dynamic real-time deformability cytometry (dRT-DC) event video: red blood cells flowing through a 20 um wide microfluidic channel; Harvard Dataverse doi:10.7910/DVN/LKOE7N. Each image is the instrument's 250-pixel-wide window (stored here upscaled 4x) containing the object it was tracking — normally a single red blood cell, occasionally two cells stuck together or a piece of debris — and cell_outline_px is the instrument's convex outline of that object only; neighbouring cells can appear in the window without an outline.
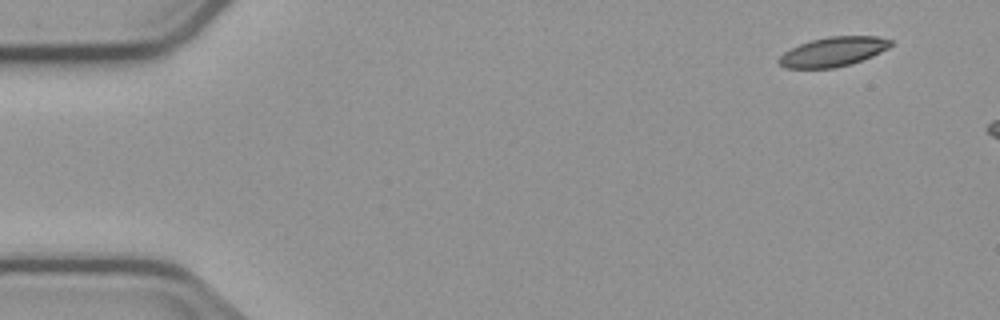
{"species": "common noctule bat (a hibernating species)", "species_latin": "Nyctalus noctula", "temperature_condition": "cold", "stored_images_in_passage": 7, "camera_frame_rate_fps": 3000, "um_per_image_px": 0.085, "animal": {"sex": "male", "body_mass_g": 23.1, "forearm_length_mm": 52.7}, "frame": {"image": 1, "passage_image": 1, "time_ms": 0.0, "image_size_px": [1000, 320], "cell_outline_px": [[892, 44], [888, 48], [872, 56], [848, 64], [832, 68], [784, 68], [776, 60], [784, 52], [800, 44], [812, 40], [828, 36], [876, 36], [892, 40]], "centroid_in_image_um": [70.79, 4.39], "position_along_channel_um": 14.2, "area_um2": 18.96}}
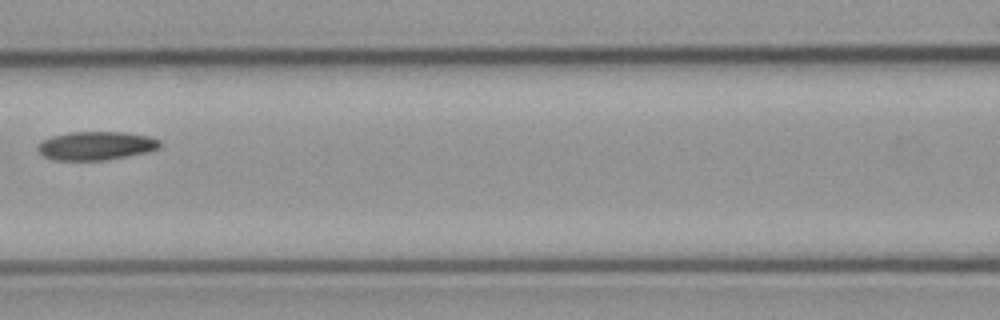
{"frame": {"image": 2, "passage_image": 6, "time_ms": 7.0, "image_size_px": [1000, 320], "cell_outline_px": [[160, 148], [148, 152], [128, 156], [104, 160], [52, 160], [44, 156], [36, 148], [36, 144], [40, 140], [52, 136], [68, 132], [124, 132], [148, 136], [160, 140]], "centroid_in_image_um": [8.13, 12.38], "position_along_channel_um": 158.5, "area_um2": 20.52}}
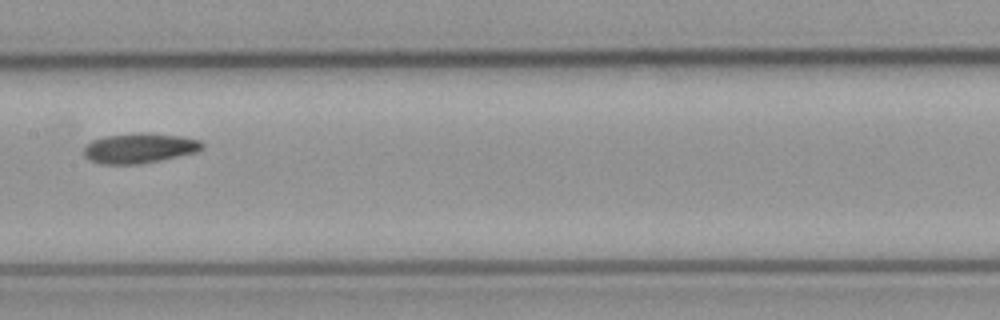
{"frame": {"image": 3, "passage_image": 7, "time_ms": 8.0, "image_size_px": [1000, 320], "cell_outline_px": [[204, 148], [200, 152], [140, 164], [100, 164], [88, 160], [84, 156], [84, 148], [92, 140], [104, 136], [140, 132], [148, 132], [180, 136], [200, 140], [204, 144]], "centroid_in_image_um": [11.88, 12.59], "position_along_channel_um": 195.5, "area_um2": 21.04}}